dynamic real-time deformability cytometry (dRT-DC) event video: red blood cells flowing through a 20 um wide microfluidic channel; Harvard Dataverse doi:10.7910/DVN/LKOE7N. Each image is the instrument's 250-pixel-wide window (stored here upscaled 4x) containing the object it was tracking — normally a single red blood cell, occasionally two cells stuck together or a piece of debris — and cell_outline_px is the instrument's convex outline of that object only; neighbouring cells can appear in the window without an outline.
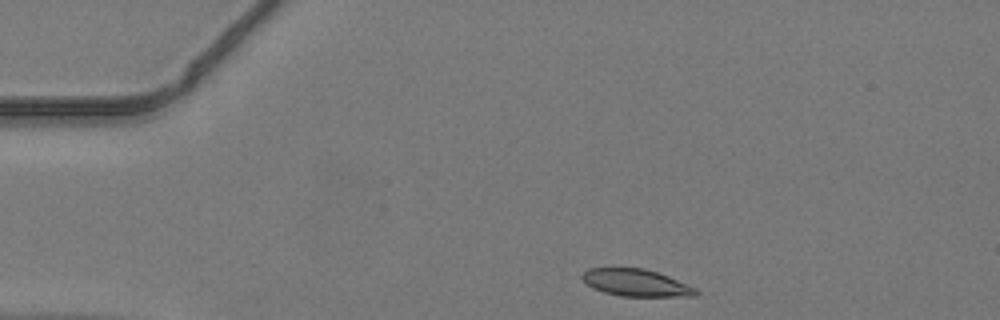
{"species": "common noctule bat (a hibernating species)", "species_latin": "Nyctalus noctula", "temperature_condition": "warm", "stored_images_in_passage": 39, "camera_frame_rate_fps": 3000, "um_per_image_px": 0.085, "animal": {"sex": "male", "body_mass_g": 19.2, "forearm_length_mm": 51.8}, "frame": {"image": 1, "passage_image": 1, "time_ms": 0.0, "image_size_px": [1000, 320], "cell_outline_px": [[700, 292], [696, 296], [620, 296], [604, 292], [592, 288], [580, 276], [588, 268], [644, 268], [668, 276], [696, 288]], "centroid_in_image_um": [54.07, 24.04], "position_along_channel_um": 30.9, "area_um2": 17.86}}
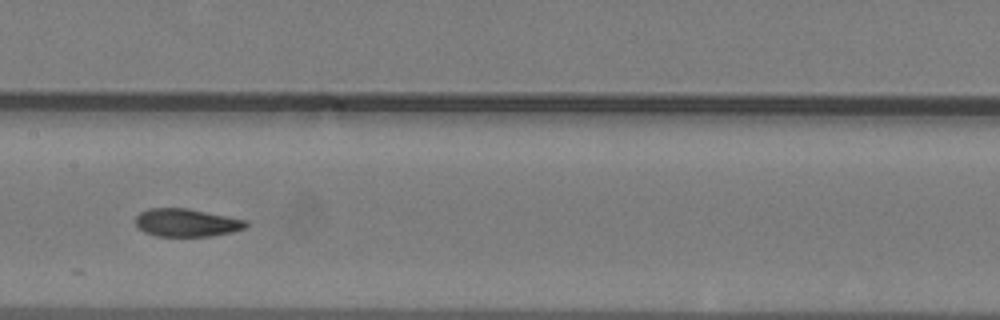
{"frame": {"image": 2, "passage_image": 16, "time_ms": 5.0, "image_size_px": [1000, 320], "cell_outline_px": [[248, 224], [244, 228], [232, 232], [212, 236], [156, 236], [144, 232], [136, 224], [136, 216], [140, 212], [148, 208], [184, 208], [248, 220]], "centroid_in_image_um": [15.85, 18.93], "position_along_channel_um": 191.5, "area_um2": 17.86}}
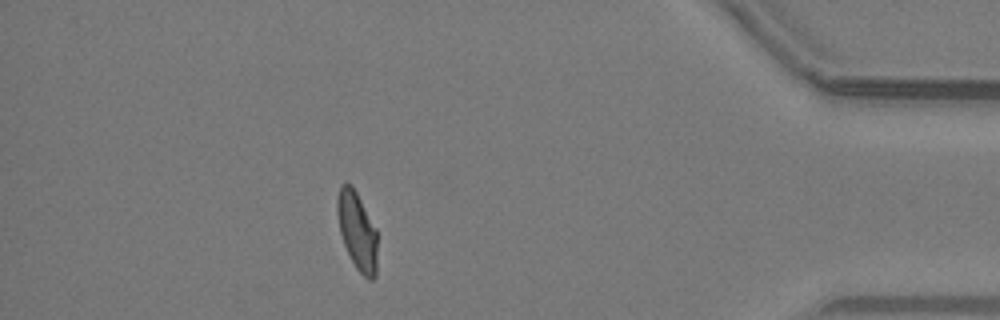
{"frame": {"image": 3, "passage_image": 34, "time_ms": 11.0, "image_size_px": [1000, 320], "cell_outline_px": [[376, 276], [372, 280], [368, 280], [356, 268], [344, 244], [340, 232], [336, 212], [336, 200], [340, 184], [352, 184], [376, 228]], "centroid_in_image_um": [30.34, 19.6], "position_along_channel_um": 404.9, "area_um2": 18.15}}